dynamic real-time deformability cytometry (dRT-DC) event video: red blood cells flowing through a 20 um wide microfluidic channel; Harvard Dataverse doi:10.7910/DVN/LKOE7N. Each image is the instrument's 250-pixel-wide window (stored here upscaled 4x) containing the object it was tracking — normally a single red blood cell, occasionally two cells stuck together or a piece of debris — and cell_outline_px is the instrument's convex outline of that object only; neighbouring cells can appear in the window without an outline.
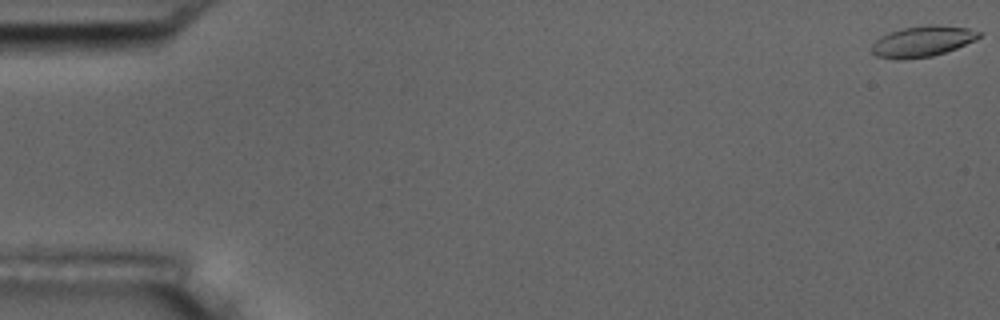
{"species": "common noctule bat (a hibernating species)", "species_latin": "Nyctalus noctula", "temperature_condition": "room temperature", "stored_images_in_passage": 56, "camera_frame_rate_fps": 3000, "um_per_image_px": 0.085, "animal": {"sex": "male", "body_mass_g": 17.5, "forearm_length_mm": 52.3}, "frame": {"image": 1, "passage_image": 1, "time_ms": 0.0, "image_size_px": [1000, 320], "cell_outline_px": [[984, 32], [976, 40], [956, 48], [932, 56], [904, 60], [896, 60], [876, 56], [868, 48], [880, 36], [888, 32], [904, 28], [928, 24], [932, 24], [968, 28]], "centroid_in_image_um": [78.38, 3.52], "position_along_channel_um": 6.6, "area_um2": 19.54}}
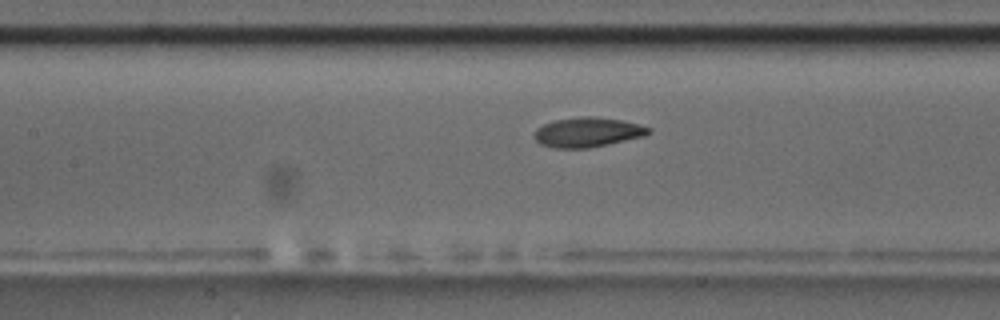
{"frame": {"image": 2, "passage_image": 26, "time_ms": 8.333, "image_size_px": [1000, 320], "cell_outline_px": [[652, 132], [644, 136], [608, 144], [588, 148], [552, 148], [540, 144], [532, 136], [536, 128], [552, 120], [580, 116], [596, 116], [624, 120], [652, 128]], "centroid_in_image_um": [49.93, 11.23], "position_along_channel_um": 157.5, "area_um2": 20.11}}
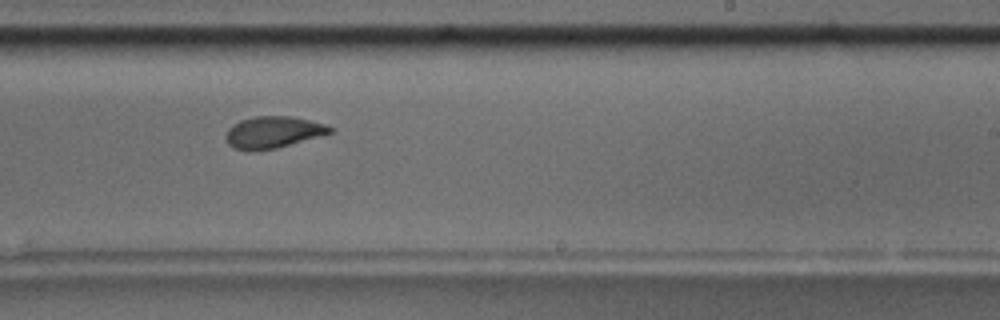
{"frame": {"image": 3, "passage_image": 35, "time_ms": 11.333, "image_size_px": [1000, 320], "cell_outline_px": [[336, 128], [332, 132], [276, 148], [232, 148], [228, 144], [224, 136], [228, 128], [232, 124], [240, 120], [256, 116], [292, 116], [324, 124]], "centroid_in_image_um": [23.2, 11.2], "position_along_channel_um": 265.8, "area_um2": 18.73}, "authors_computed_cell_mechanics": {"area_um2": 19.5942, "velocity_mm_per_s": 3.6258, "shape_relaxation_time_tau1_ms": 4.5117, "shape_relaxation_time_tau2_ms": 2.1855, "deformation_change_tau1": 0.166, "deformation_change_tau2": 0.0793}}